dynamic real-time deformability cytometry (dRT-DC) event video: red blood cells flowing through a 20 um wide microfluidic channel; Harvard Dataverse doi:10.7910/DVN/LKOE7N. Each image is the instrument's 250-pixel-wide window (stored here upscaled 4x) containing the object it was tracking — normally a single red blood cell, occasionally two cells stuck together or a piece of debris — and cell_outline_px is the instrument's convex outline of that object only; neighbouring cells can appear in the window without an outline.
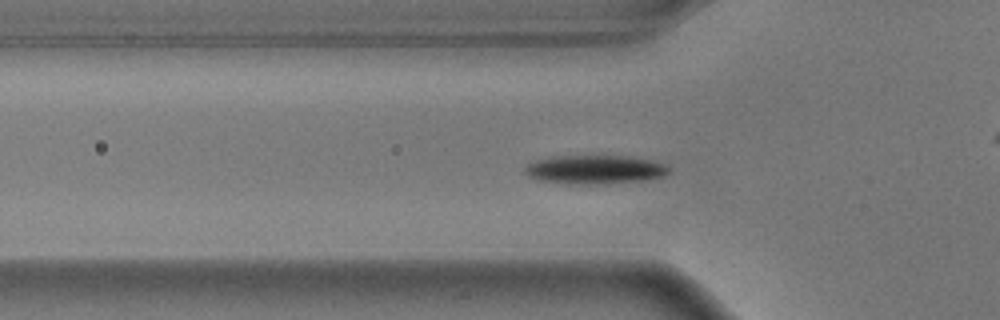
{"species": "common noctule bat (a hibernating species)", "species_latin": "Nyctalus noctula", "temperature_condition": "warm", "stored_images_in_passage": 35, "camera_frame_rate_fps": 3000, "um_per_image_px": 0.085, "animal": {"sex": "male", "body_mass_g": 17.9}, "frame": {"image": 1, "passage_image": 8, "time_ms": 2.333, "image_size_px": [1000, 320], "cell_outline_px": [[668, 172], [664, 176], [644, 180], [608, 184], [568, 184], [536, 180], [528, 176], [524, 172], [524, 168], [528, 164], [536, 160], [552, 156], [628, 156], [652, 160], [664, 164], [668, 168]], "centroid_in_image_um": [50.52, 14.42], "position_along_channel_um": 75.3, "area_um2": 24.33}}
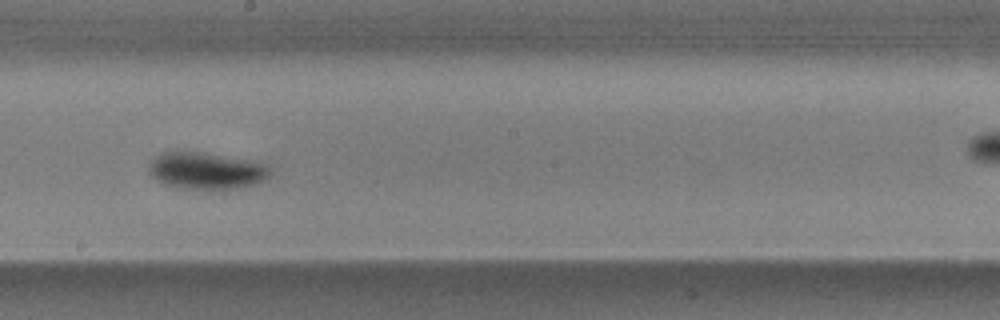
{"frame": {"image": 2, "passage_image": 21, "time_ms": 6.667, "image_size_px": [1000, 320], "cell_outline_px": [[272, 172], [264, 180], [256, 184], [240, 188], [180, 188], [164, 184], [152, 176], [148, 172], [148, 164], [160, 152], [176, 148], [204, 152], [252, 160], [264, 164]], "centroid_in_image_um": [17.47, 14.46], "position_along_channel_um": 230.7, "area_um2": 26.59}}
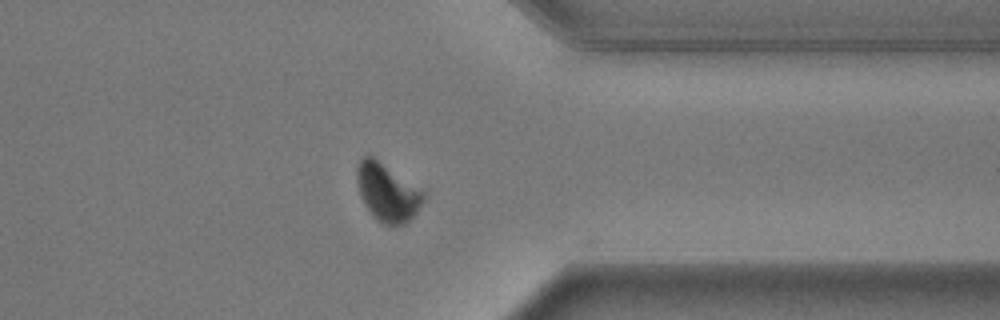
{"frame": {"image": 3, "passage_image": 34, "time_ms": 11.0, "image_size_px": [1000, 320], "cell_outline_px": [[424, 200], [420, 208], [404, 224], [380, 224], [376, 220], [364, 204], [360, 196], [356, 180], [356, 168], [360, 160], [368, 152], [424, 192]], "centroid_in_image_um": [32.88, 16.33], "position_along_channel_um": 378.5, "area_um2": 22.37}, "authors_computed_cell_mechanics": {"area_um2": 24.2182, "velocity_mm_per_s": 3.5769, "shape_relaxation_time_tau1_ms": 2.196, "shape_relaxation_time_tau2_ms": null, "deformation_change_tau1": 0.1348, "deformation_change_tau2": null}}